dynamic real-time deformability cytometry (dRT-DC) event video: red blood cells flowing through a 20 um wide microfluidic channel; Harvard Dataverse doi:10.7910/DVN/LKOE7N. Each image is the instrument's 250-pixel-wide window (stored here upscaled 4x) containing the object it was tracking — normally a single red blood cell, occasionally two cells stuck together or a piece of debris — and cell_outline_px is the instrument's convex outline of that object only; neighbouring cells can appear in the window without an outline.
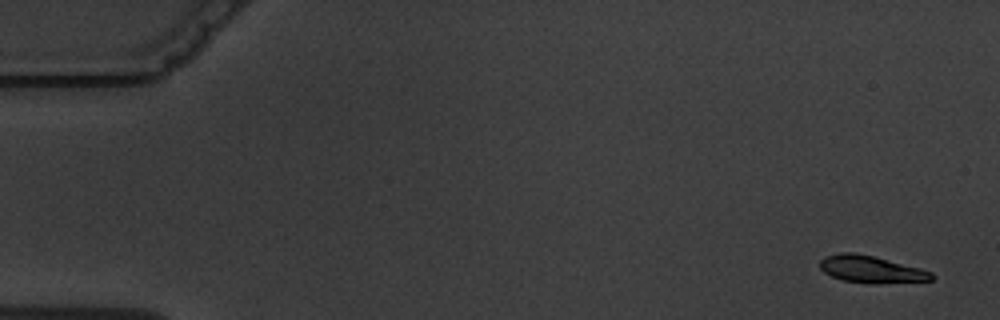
{"species": "common noctule bat (a hibernating species)", "species_latin": "Nyctalus noctula", "temperature_condition": "warm", "stored_images_in_passage": 4, "camera_frame_rate_fps": 3000, "um_per_image_px": 0.085, "animal": {"sex": "male", "body_mass_g": 19.5, "forearm_length_mm": 54.6}, "frame": {"image": 1, "passage_image": 1, "time_ms": 0.0, "image_size_px": [1000, 320], "cell_outline_px": [[936, 276], [932, 280], [880, 284], [872, 284], [844, 280], [832, 276], [824, 272], [820, 268], [820, 260], [824, 256], [840, 252], [856, 252], [876, 256], [920, 268], [932, 272]], "centroid_in_image_um": [74.06, 22.88], "position_along_channel_um": 10.9, "area_um2": 17.92}}